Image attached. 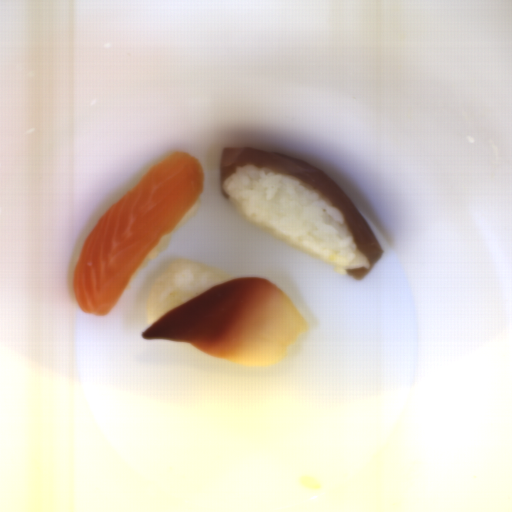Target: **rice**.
<instances>
[{
  "instance_id": "1",
  "label": "rice",
  "mask_w": 512,
  "mask_h": 512,
  "mask_svg": "<svg viewBox=\"0 0 512 512\" xmlns=\"http://www.w3.org/2000/svg\"><path fill=\"white\" fill-rule=\"evenodd\" d=\"M221 189L237 214L338 273L370 268L340 208L300 177L236 166Z\"/></svg>"
},
{
  "instance_id": "2",
  "label": "rice",
  "mask_w": 512,
  "mask_h": 512,
  "mask_svg": "<svg viewBox=\"0 0 512 512\" xmlns=\"http://www.w3.org/2000/svg\"><path fill=\"white\" fill-rule=\"evenodd\" d=\"M238 280L190 257L173 260L152 283L146 298L149 327L160 318L215 286Z\"/></svg>"
},
{
  "instance_id": "3",
  "label": "rice",
  "mask_w": 512,
  "mask_h": 512,
  "mask_svg": "<svg viewBox=\"0 0 512 512\" xmlns=\"http://www.w3.org/2000/svg\"><path fill=\"white\" fill-rule=\"evenodd\" d=\"M200 199L198 198L197 201L194 203L192 208L189 210V212L186 214V216L179 222V224L168 234L163 236L159 239L154 249L148 254V256L141 262L133 276L137 275L139 272L143 270V268L160 257L164 251L169 247L171 243V236L175 234L178 230H180L184 223L190 221L193 216L196 214L198 208H199ZM132 276V277H133Z\"/></svg>"
}]
</instances>
